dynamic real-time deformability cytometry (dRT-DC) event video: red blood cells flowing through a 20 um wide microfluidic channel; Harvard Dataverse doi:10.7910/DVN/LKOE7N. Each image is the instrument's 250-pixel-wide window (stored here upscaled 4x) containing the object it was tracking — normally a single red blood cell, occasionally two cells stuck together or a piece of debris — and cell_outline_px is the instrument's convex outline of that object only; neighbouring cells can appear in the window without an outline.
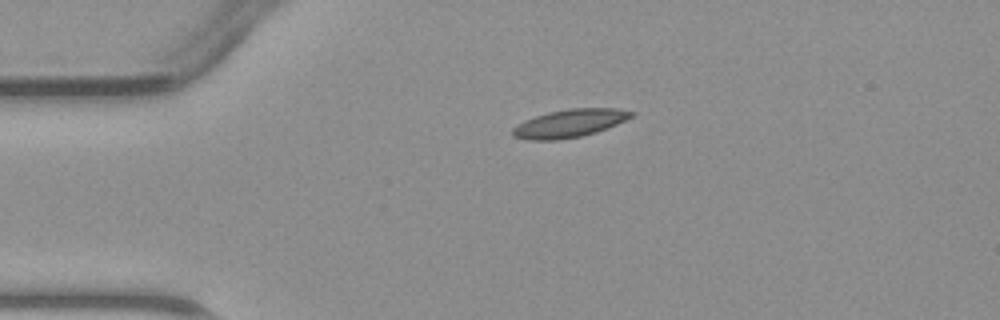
{"species": "common noctule bat (a hibernating species)", "species_latin": "Nyctalus noctula", "temperature_condition": "warm", "stored_images_in_passage": 2, "camera_frame_rate_fps": 3000, "um_per_image_px": 0.085, "animal": {"sex": "male", "body_mass_g": 23.1, "forearm_length_mm": 52.7}, "frame": {"image": 1, "passage_image": 1, "time_ms": 0.0, "image_size_px": [1000, 320], "cell_outline_px": [[636, 112], [632, 116], [608, 128], [596, 132], [580, 136], [556, 140], [528, 140], [512, 136], [512, 128], [524, 120], [548, 112], [568, 108], [616, 108]], "centroid_in_image_um": [48.39, 10.48], "position_along_channel_um": 36.6, "area_um2": 19.31}}